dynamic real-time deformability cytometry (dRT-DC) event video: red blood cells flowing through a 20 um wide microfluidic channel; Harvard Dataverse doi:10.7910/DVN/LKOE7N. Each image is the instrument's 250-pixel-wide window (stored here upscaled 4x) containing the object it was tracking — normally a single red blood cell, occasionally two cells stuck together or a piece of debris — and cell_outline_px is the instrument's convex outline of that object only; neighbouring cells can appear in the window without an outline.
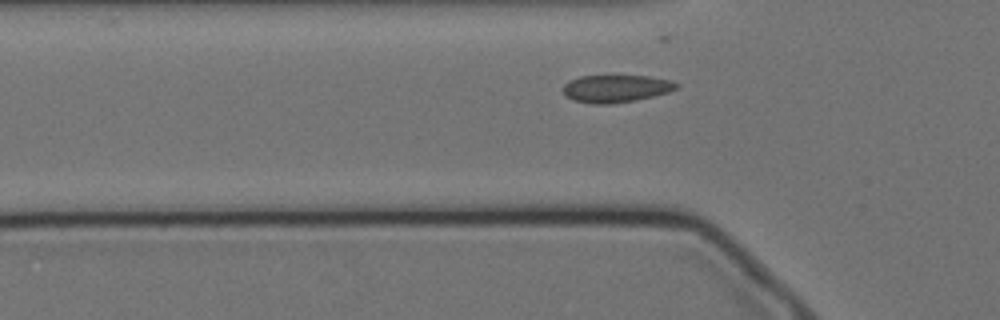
{"species": "Egyptian fruit bat (a non-hibernating species)", "species_latin": "Rousettus aegyptiacus", "temperature_condition": "cold", "stored_images_in_passage": 35, "camera_frame_rate_fps": 3000, "um_per_image_px": 0.085, "animal": {"sex": "female"}, "frame": {"image": 1, "passage_image": 6, "time_ms": 1.667, "image_size_px": [1000, 320], "cell_outline_px": [[680, 84], [676, 88], [668, 92], [652, 96], [612, 104], [596, 104], [576, 100], [564, 96], [564, 84], [580, 76], [648, 76], [672, 80]], "centroid_in_image_um": [52.38, 7.52], "position_along_channel_um": 73.4, "area_um2": 17.86}}
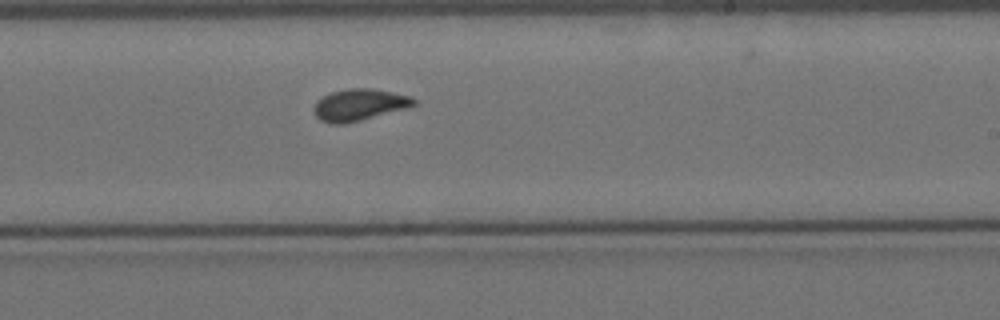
{"frame": {"image": 2, "passage_image": 22, "time_ms": 7.0, "image_size_px": [1000, 320], "cell_outline_px": [[416, 104], [408, 108], [344, 124], [332, 124], [320, 120], [316, 116], [312, 108], [316, 100], [332, 92], [348, 88], [372, 88], [412, 96], [416, 100]], "centroid_in_image_um": [30.53, 8.9], "position_along_channel_um": 258.5, "area_um2": 18.55}}
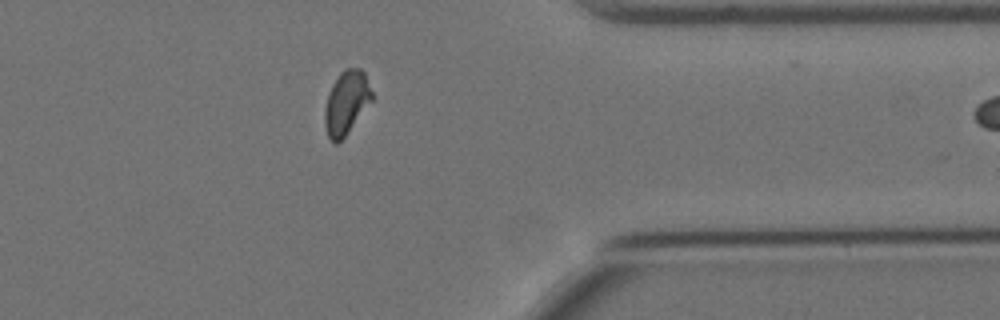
{"frame": {"image": 3, "passage_image": 34, "time_ms": 11.0, "image_size_px": [1000, 320], "cell_outline_px": [[376, 96], [344, 136], [336, 144], [328, 136], [324, 124], [324, 108], [332, 84], [340, 72], [344, 68], [360, 68], [364, 72]], "centroid_in_image_um": [29.47, 8.68], "position_along_channel_um": 381.9, "area_um2": 17.51}}